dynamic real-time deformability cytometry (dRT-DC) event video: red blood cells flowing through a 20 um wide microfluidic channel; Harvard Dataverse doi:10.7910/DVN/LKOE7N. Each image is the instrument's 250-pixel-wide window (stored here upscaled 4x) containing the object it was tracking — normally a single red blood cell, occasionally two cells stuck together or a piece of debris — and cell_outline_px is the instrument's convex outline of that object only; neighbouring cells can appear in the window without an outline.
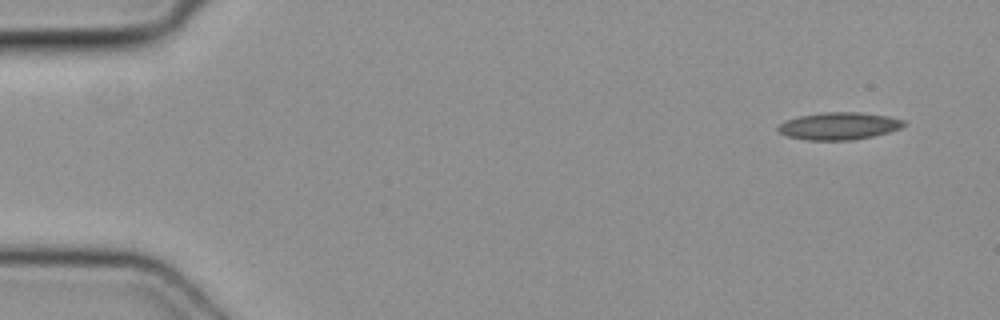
{"species": "common noctule bat (a hibernating species)", "species_latin": "Nyctalus noctula", "temperature_condition": "cold", "stored_images_in_passage": 5, "camera_frame_rate_fps": 3000, "um_per_image_px": 0.085, "animal": {"sex": "female", "body_mass_g": 19.3, "forearm_length_mm": 54.1}, "frame": {"image": 1, "passage_image": 1, "time_ms": 0.0, "image_size_px": [1000, 320], "cell_outline_px": [[908, 120], [900, 128], [888, 132], [872, 136], [852, 140], [804, 140], [788, 136], [780, 132], [776, 128], [784, 120], [800, 116], [824, 112], [860, 112], [888, 116]], "centroid_in_image_um": [71.31, 10.7], "position_along_channel_um": 13.7, "area_um2": 20.06}}